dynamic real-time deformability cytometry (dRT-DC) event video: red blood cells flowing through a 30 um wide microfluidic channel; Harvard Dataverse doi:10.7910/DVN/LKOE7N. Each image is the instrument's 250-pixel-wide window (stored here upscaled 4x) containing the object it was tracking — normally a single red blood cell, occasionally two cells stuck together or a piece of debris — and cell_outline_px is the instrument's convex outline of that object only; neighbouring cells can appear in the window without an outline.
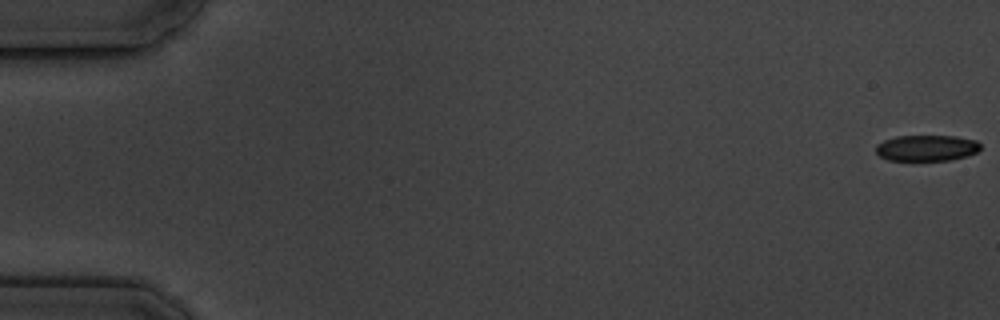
{"species": "common noctule bat (a hibernating species)", "species_latin": "Nyctalus noctula", "temperature_condition": "cold", "stored_images_in_passage": 6, "camera_frame_rate_fps": 3000, "um_per_image_px": 0.085, "animal": {"sex": "male", "body_mass_g": 19.5, "forearm_length_mm": 54.6}, "frame": {"image": 1, "passage_image": 1, "time_ms": 0.0, "image_size_px": [1000, 320], "cell_outline_px": [[980, 148], [976, 152], [968, 156], [952, 160], [888, 160], [880, 156], [876, 152], [876, 144], [884, 140], [896, 136], [956, 136], [976, 140], [980, 144]], "centroid_in_image_um": [78.77, 12.58], "position_along_channel_um": 6.2, "area_um2": 15.9}}
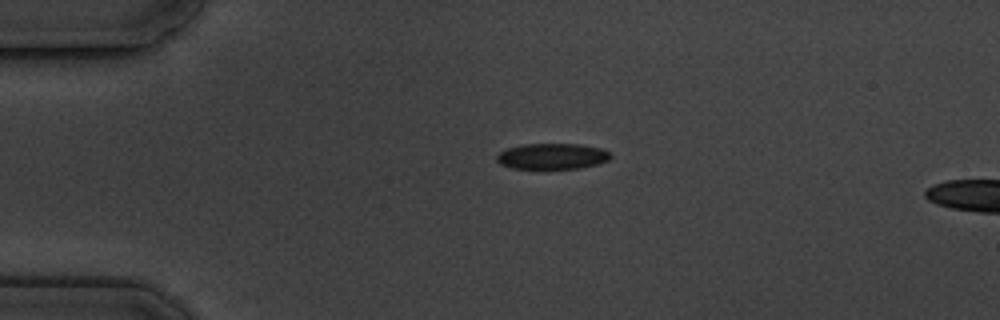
{"frame": {"image": 2, "passage_image": 4, "time_ms": 4.333, "image_size_px": [1000, 320], "cell_outline_px": [[612, 156], [608, 160], [600, 164], [580, 168], [512, 168], [500, 164], [496, 160], [496, 156], [500, 152], [508, 148], [524, 144], [580, 144], [600, 148], [612, 152]], "centroid_in_image_um": [46.98, 13.28], "position_along_channel_um": 38.0, "area_um2": 17.17}}